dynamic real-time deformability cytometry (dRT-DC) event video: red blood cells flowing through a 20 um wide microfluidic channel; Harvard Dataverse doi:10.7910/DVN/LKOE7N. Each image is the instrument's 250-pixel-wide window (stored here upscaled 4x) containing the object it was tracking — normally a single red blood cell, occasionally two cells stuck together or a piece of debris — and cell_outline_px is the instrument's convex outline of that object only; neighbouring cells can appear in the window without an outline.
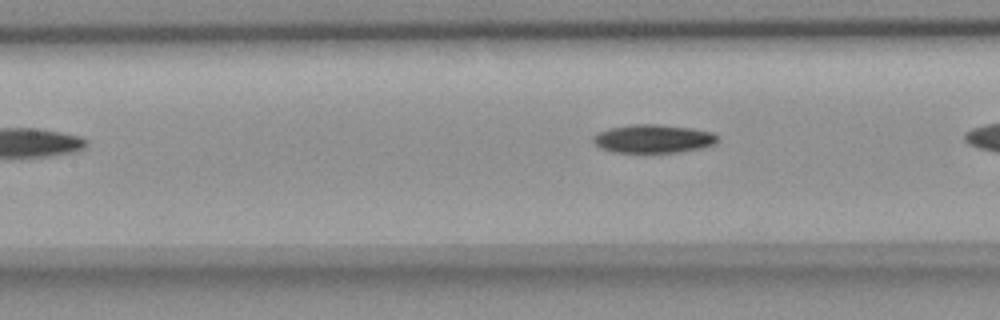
{"species": "common noctule bat (a hibernating species)", "species_latin": "Nyctalus noctula", "temperature_condition": "room temperature", "stored_images_in_passage": 9, "segment_of_instrument_passage": [2, 2], "camera_frame_rate_fps": 3000, "um_per_image_px": 0.085, "animal": {"sex": "female", "body_mass_g": 18.4}, "frame": {"image": 1, "passage_image": 9, "time_ms": 10.0, "image_size_px": [1000, 320], "cell_outline_px": [[720, 140], [716, 144], [704, 148], [680, 152], [612, 152], [600, 148], [592, 140], [592, 136], [596, 132], [608, 128], [632, 124], [656, 124], [692, 128], [712, 132]], "centroid_in_image_um": [55.52, 11.79], "position_along_channel_um": 151.9, "area_um2": 20.87}}